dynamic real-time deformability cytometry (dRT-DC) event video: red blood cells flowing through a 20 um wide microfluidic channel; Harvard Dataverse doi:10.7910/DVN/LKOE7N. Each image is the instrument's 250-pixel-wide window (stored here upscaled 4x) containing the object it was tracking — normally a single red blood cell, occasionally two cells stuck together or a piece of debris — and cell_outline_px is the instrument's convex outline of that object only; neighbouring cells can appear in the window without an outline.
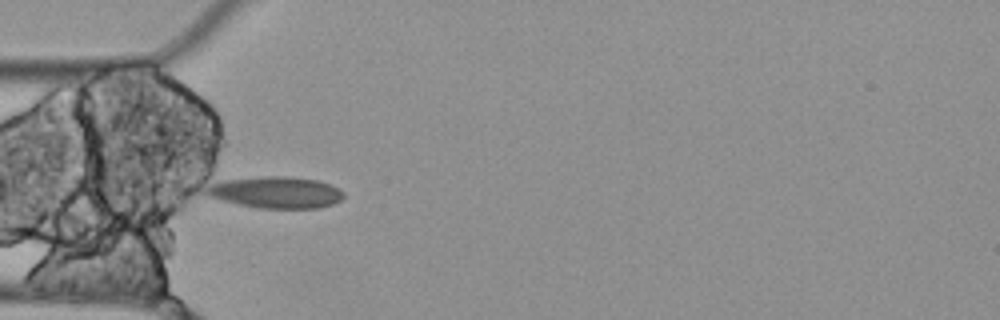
{"species": "Egyptian fruit bat (a non-hibernating species)", "species_latin": "Rousettus aegyptiacus", "temperature_condition": "cold", "stored_images_in_passage": 3, "camera_frame_rate_fps": 3000, "um_per_image_px": 0.085, "animal": {"sex": "female"}, "frame": {"image": 1, "passage_image": 1, "time_ms": 0.0, "image_size_px": [1000, 320], "cell_outline_px": [[344, 196], [340, 200], [332, 204], [316, 208], [256, 208], [208, 196], [204, 192], [212, 184], [224, 180], [268, 176], [284, 176], [316, 180], [328, 184], [344, 192]], "centroid_in_image_um": [23.46, 16.36], "position_along_channel_um": 61.5, "area_um2": 24.8}}
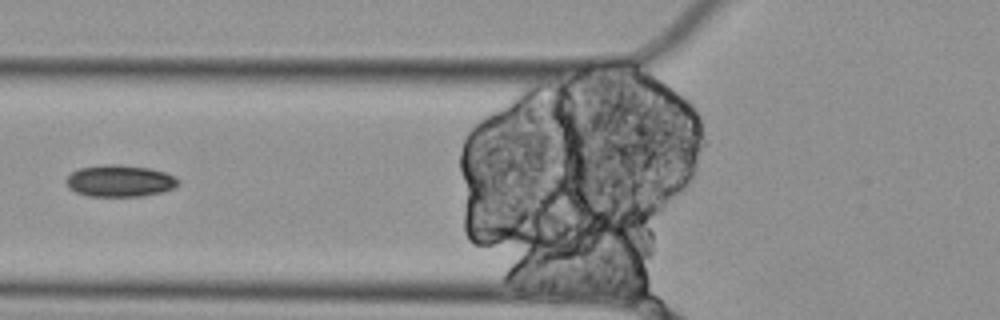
{"frame": {"image": 2, "passage_image": 2, "time_ms": 0.333, "image_size_px": [1000, 320], "cell_outline_px": [[180, 180], [172, 188], [164, 192], [144, 196], [88, 196], [76, 192], [68, 188], [64, 180], [72, 172], [80, 168], [104, 164], [120, 164], [152, 168], [176, 176]], "centroid_in_image_um": [10.18, 15.37], "position_along_channel_um": 115.6, "area_um2": 20.98}}
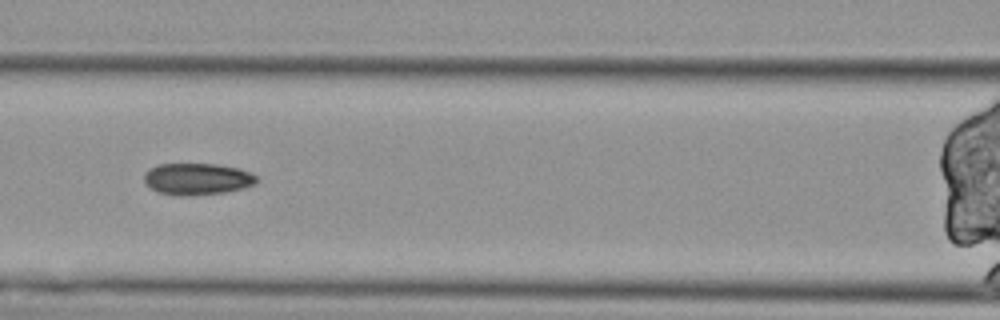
{"frame": {"image": 3, "passage_image": 3, "time_ms": 0.667, "image_size_px": [1000, 320], "cell_outline_px": [[256, 184], [244, 188], [224, 192], [160, 192], [152, 188], [144, 180], [144, 172], [148, 168], [160, 164], [216, 164], [240, 168], [252, 172], [256, 176]], "centroid_in_image_um": [16.82, 15.14], "position_along_channel_um": 149.8, "area_um2": 19.77}}